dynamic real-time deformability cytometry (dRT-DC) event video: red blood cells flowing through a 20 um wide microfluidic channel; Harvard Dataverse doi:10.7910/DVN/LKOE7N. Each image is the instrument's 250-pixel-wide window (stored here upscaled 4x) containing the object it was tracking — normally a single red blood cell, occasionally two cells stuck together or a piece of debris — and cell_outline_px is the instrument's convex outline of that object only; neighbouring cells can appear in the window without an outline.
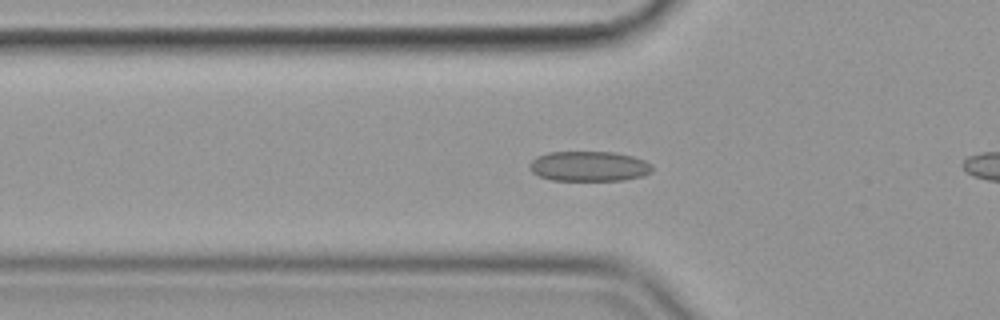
{"species": "common noctule bat (a hibernating species)", "species_latin": "Nyctalus noctula", "temperature_condition": "cold", "stored_images_in_passage": 31, "camera_frame_rate_fps": 3000, "um_per_image_px": 0.085, "animal": {"sex": "female", "body_mass_g": 19.9}, "frame": {"image": 1, "passage_image": 3, "time_ms": 0.667, "image_size_px": [1000, 320], "cell_outline_px": [[652, 172], [644, 176], [624, 180], [552, 180], [540, 176], [532, 172], [528, 168], [532, 160], [536, 156], [548, 152], [616, 152], [632, 156], [644, 160], [652, 164]], "centroid_in_image_um": [50.08, 14.13], "position_along_channel_um": 75.7, "area_um2": 21.62}}
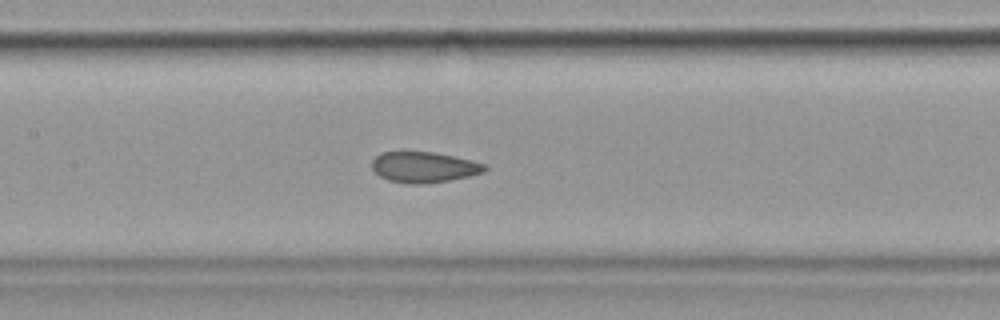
{"frame": {"image": 2, "passage_image": 11, "time_ms": 3.333, "image_size_px": [1000, 320], "cell_outline_px": [[488, 168], [484, 172], [468, 176], [448, 180], [424, 184], [408, 184], [388, 180], [380, 176], [372, 168], [372, 160], [380, 152], [432, 152], [452, 156], [488, 164]], "centroid_in_image_um": [36.03, 14.21], "position_along_channel_um": 171.4, "area_um2": 20.11}}
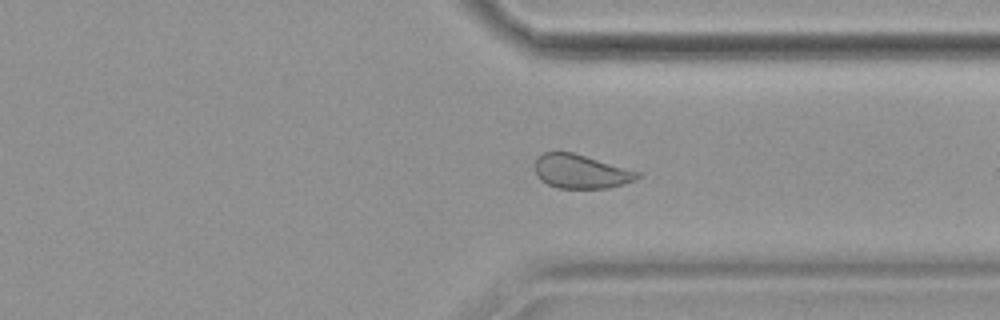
{"frame": {"image": 3, "passage_image": 27, "time_ms": 8.667, "image_size_px": [1000, 320], "cell_outline_px": [[640, 176], [624, 184], [608, 188], [560, 188], [548, 184], [540, 180], [536, 176], [536, 156], [544, 152], [572, 152], [640, 172]], "centroid_in_image_um": [49.34, 14.57], "position_along_channel_um": 362.1, "area_um2": 20.06}}